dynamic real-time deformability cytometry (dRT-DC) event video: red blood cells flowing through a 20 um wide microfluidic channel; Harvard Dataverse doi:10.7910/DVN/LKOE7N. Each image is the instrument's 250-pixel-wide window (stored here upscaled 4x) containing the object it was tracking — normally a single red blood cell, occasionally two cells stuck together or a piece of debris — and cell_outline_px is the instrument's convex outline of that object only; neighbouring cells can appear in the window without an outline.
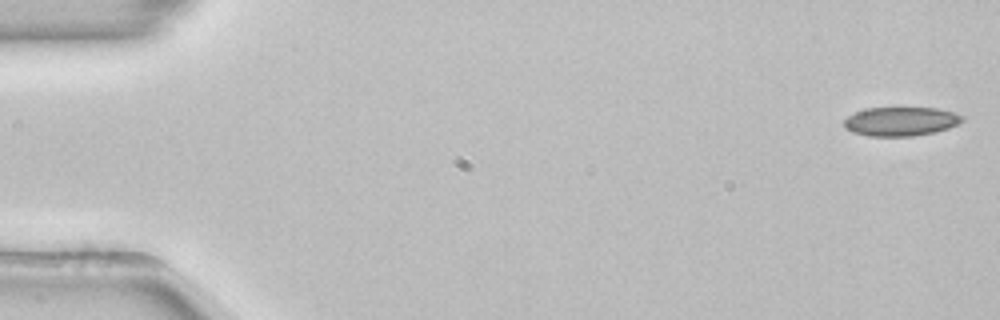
{"species": "common noctule bat (a hibernating species)", "species_latin": "Nyctalus noctula", "temperature_condition": "room temperature", "stored_images_in_passage": 53, "camera_frame_rate_fps": 3000, "um_per_image_px": 0.085, "animal": {"sex": "female", "body_mass_g": 22.7, "forearm_length_mm": 54.2}, "frame": {"image": 1, "passage_image": 1, "time_ms": 0.0, "image_size_px": [1000, 320], "cell_outline_px": [[964, 120], [948, 128], [932, 132], [912, 136], [868, 136], [852, 132], [844, 128], [844, 120], [848, 116], [864, 108], [940, 108], [964, 116]], "centroid_in_image_um": [76.54, 10.31], "position_along_channel_um": 8.5, "area_um2": 19.88}}
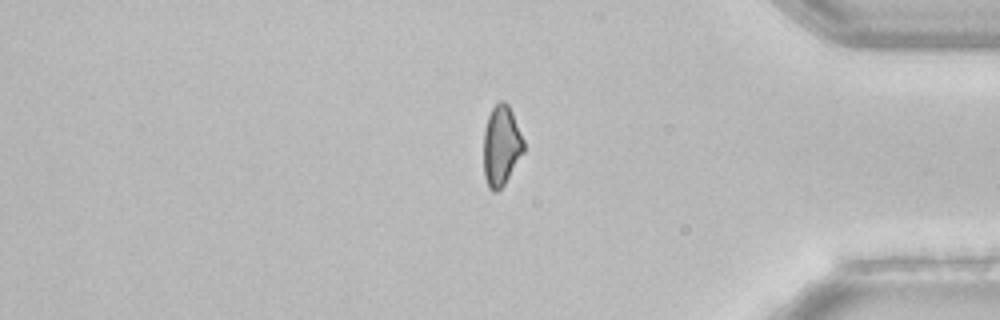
{"frame": {"image": 2, "passage_image": 44, "time_ms": 14.333, "image_size_px": [1000, 320], "cell_outline_px": [[524, 152], [504, 184], [496, 192], [492, 192], [488, 188], [484, 176], [484, 128], [488, 116], [492, 108], [500, 100], [504, 100], [508, 104], [512, 112], [524, 140]], "centroid_in_image_um": [42.6, 12.38], "position_along_channel_um": 392.6, "area_um2": 18.79}}
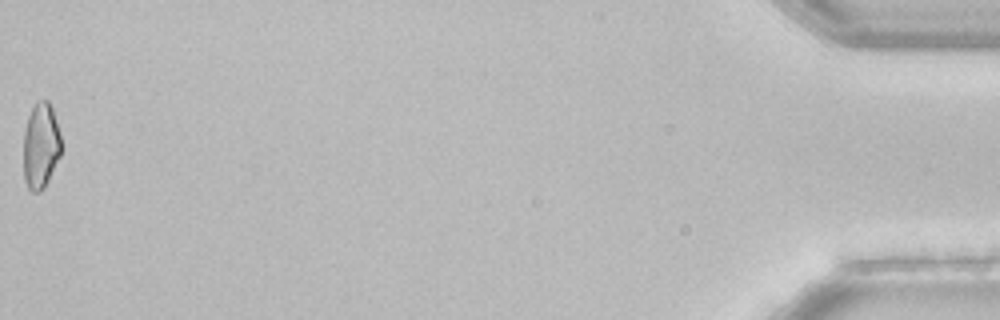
{"frame": {"image": 3, "passage_image": 53, "time_ms": 17.333, "image_size_px": [1000, 320], "cell_outline_px": [[60, 156], [44, 188], [40, 192], [32, 192], [28, 188], [24, 180], [24, 132], [28, 116], [36, 100], [48, 100], [52, 108], [60, 136]], "centroid_in_image_um": [3.45, 12.39], "position_along_channel_um": 431.8, "area_um2": 18.73}, "authors_computed_cell_mechanics": {"area_um2": 20.2878, "velocity_mm_per_s": 3.8776, "shape_relaxation_time_tau1_ms": null, "shape_relaxation_time_tau2_ms": 5.2665, "deformation_change_tau1": null, "deformation_change_tau2": 0.0933}}